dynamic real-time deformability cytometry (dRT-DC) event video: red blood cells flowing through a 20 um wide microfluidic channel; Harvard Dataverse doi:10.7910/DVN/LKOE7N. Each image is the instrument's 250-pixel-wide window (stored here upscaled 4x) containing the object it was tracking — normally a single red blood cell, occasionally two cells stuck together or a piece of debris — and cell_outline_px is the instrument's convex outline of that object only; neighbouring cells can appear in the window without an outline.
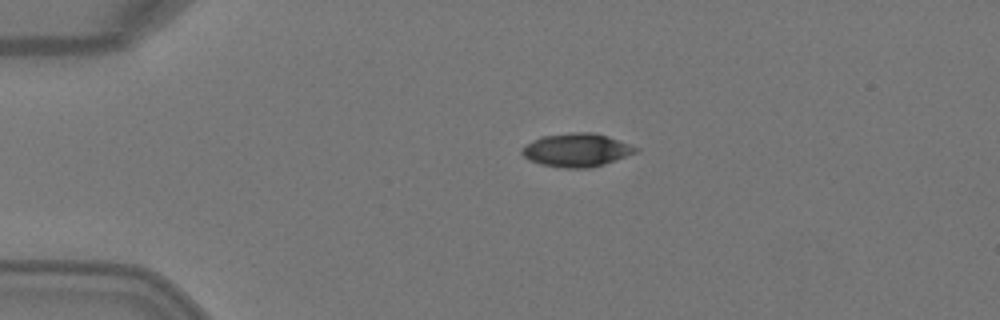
{"species": "Egyptian fruit bat (a non-hibernating species)", "species_latin": "Rousettus aegyptiacus", "temperature_condition": "warm", "stored_images_in_passage": 3, "camera_frame_rate_fps": 3000, "um_per_image_px": 0.085, "animal": {"sex": "female"}, "frame": {"image": 1, "passage_image": 2, "time_ms": 0.333, "image_size_px": [1000, 320], "cell_outline_px": [[640, 148], [636, 152], [604, 164], [588, 168], [564, 168], [540, 164], [528, 160], [520, 152], [520, 148], [524, 144], [540, 136], [572, 132], [592, 132], [608, 136]], "centroid_in_image_um": [48.95, 12.74], "position_along_channel_um": 36.0, "area_um2": 22.25}}